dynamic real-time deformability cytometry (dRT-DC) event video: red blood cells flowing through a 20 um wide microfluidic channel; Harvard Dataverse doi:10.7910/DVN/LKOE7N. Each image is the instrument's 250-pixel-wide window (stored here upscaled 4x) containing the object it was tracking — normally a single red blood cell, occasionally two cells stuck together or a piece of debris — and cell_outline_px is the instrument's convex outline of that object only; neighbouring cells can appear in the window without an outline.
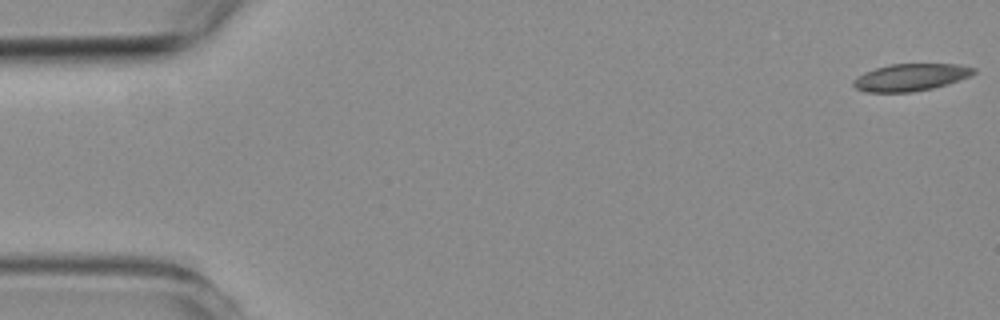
{"species": "common noctule bat (a hibernating species)", "species_latin": "Nyctalus noctula", "temperature_condition": "room temperature", "stored_images_in_passage": 5, "camera_frame_rate_fps": 3000, "um_per_image_px": 0.085, "animal": {"sex": "female", "body_mass_g": 19.3, "forearm_length_mm": 54.1}, "frame": {"image": 1, "passage_image": 1, "time_ms": 0.0, "image_size_px": [1000, 320], "cell_outline_px": [[976, 72], [968, 76], [948, 84], [932, 88], [912, 92], [864, 92], [856, 88], [852, 84], [852, 80], [864, 72], [876, 68], [892, 64], [956, 64], [976, 68]], "centroid_in_image_um": [77.38, 6.57], "position_along_channel_um": 7.6, "area_um2": 18.96}}
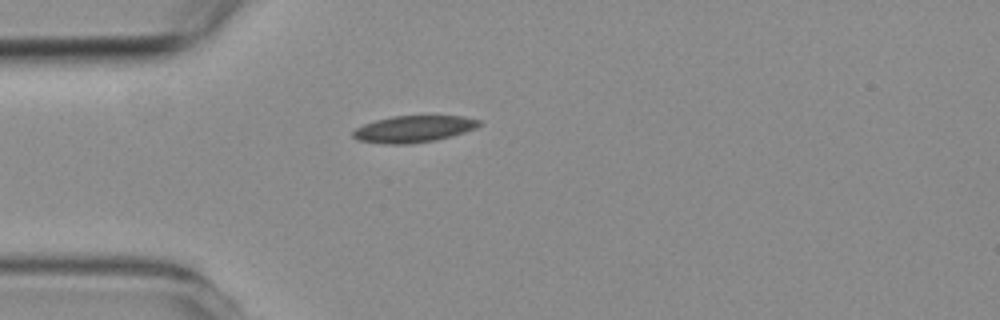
{"frame": {"image": 2, "passage_image": 4, "time_ms": 4.333, "image_size_px": [1000, 320], "cell_outline_px": [[480, 124], [476, 128], [452, 136], [436, 140], [408, 144], [384, 144], [356, 140], [352, 136], [352, 132], [356, 128], [364, 124], [376, 120], [392, 116], [464, 116], [480, 120]], "centroid_in_image_um": [35.14, 10.97], "position_along_channel_um": 49.9, "area_um2": 19.65}}